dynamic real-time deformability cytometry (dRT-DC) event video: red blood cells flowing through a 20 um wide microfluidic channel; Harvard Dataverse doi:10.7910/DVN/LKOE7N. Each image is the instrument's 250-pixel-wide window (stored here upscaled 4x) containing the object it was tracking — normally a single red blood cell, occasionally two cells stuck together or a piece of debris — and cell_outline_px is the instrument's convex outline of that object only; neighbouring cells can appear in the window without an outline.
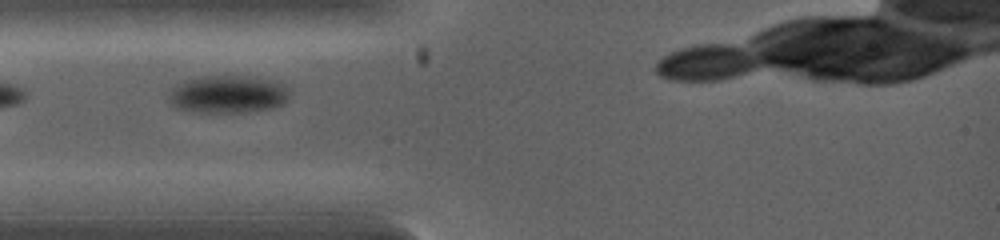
{"species": "common noctule bat (a hibernating species)", "species_latin": "Nyctalus noctula", "temperature_condition": "warm", "stored_images_in_passage": 2, "segment_of_instrument_passage": [1, 2], "camera_frame_rate_fps": 5000, "um_per_image_px": 0.085, "animal": {"sex": "female", "body_mass_g": 19.0, "forearm_length_mm": 53.3}, "frame": {"image": 1, "passage_image": 1, "time_ms": 0.0, "image_size_px": [1000, 240], "cell_outline_px": [[288, 100], [284, 104], [276, 108], [248, 112], [192, 112], [176, 108], [168, 100], [172, 92], [176, 88], [188, 80], [204, 76], [236, 76], [260, 80], [280, 84], [288, 96]], "centroid_in_image_um": [19.35, 8.07], "position_along_channel_um": 65.7, "area_um2": 25.55}}